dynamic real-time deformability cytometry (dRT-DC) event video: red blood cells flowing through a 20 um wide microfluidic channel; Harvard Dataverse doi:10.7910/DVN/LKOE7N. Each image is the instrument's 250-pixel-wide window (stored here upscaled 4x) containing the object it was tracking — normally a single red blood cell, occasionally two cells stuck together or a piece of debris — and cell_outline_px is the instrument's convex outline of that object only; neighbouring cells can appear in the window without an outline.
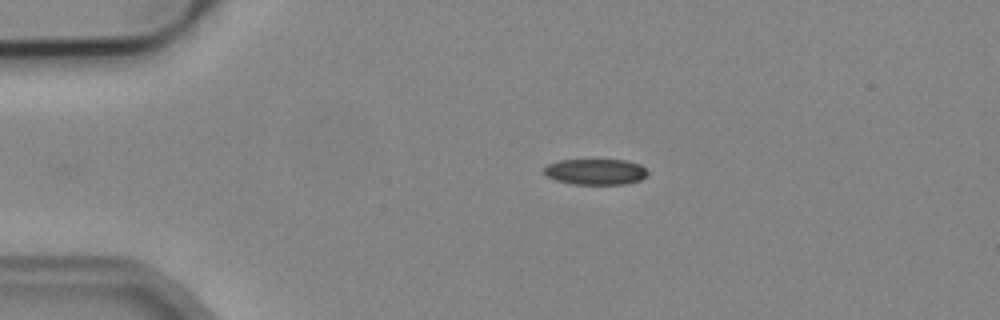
{"species": "common noctule bat (a hibernating species)", "species_latin": "Nyctalus noctula", "temperature_condition": "cold", "stored_images_in_passage": 5, "camera_frame_rate_fps": 3000, "um_per_image_px": 0.085, "animal": {"sex": "male", "body_mass_g": 19.2, "forearm_length_mm": 51.8}, "frame": {"image": 1, "passage_image": 5, "time_ms": 4.667, "image_size_px": [1000, 320], "cell_outline_px": [[648, 176], [640, 180], [624, 184], [572, 184], [556, 180], [548, 176], [544, 172], [544, 168], [548, 164], [560, 160], [624, 160], [640, 164], [648, 172]], "centroid_in_image_um": [50.64, 14.6], "position_along_channel_um": 34.4, "area_um2": 15.55}}